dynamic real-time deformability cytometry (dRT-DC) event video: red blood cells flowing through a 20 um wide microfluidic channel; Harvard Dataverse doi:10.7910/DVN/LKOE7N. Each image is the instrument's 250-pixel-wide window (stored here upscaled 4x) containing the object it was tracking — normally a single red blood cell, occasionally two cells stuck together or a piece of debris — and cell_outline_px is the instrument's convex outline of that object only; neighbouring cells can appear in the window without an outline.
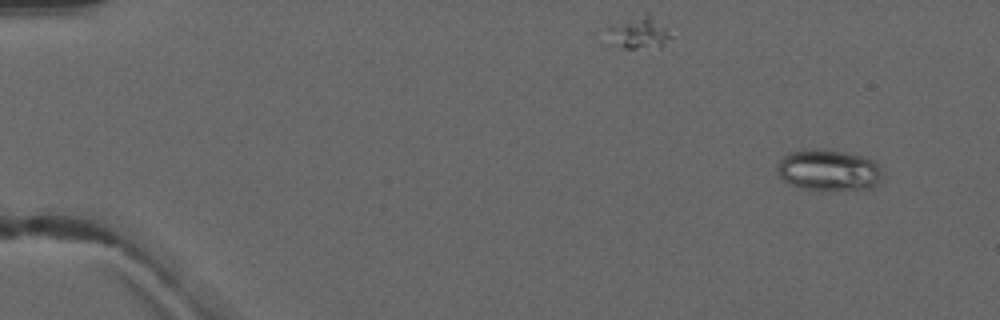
{"species": "common noctule bat (a hibernating species)", "species_latin": "Nyctalus noctula", "temperature_condition": "warm", "stored_images_in_passage": 7, "camera_frame_rate_fps": 3000, "um_per_image_px": 0.085, "animal": {"sex": "male", "forearm_length_mm": 52.5}, "frame": {"image": 1, "passage_image": 2, "time_ms": 1.333, "image_size_px": [1000, 320], "cell_outline_px": [[884, 176], [868, 192], [820, 192], [800, 188], [788, 184], [780, 176], [776, 168], [780, 160], [788, 152], [812, 148], [820, 148], [844, 152], [876, 160], [884, 172]], "centroid_in_image_um": [70.5, 14.53], "position_along_channel_um": 14.5, "area_um2": 26.82}}